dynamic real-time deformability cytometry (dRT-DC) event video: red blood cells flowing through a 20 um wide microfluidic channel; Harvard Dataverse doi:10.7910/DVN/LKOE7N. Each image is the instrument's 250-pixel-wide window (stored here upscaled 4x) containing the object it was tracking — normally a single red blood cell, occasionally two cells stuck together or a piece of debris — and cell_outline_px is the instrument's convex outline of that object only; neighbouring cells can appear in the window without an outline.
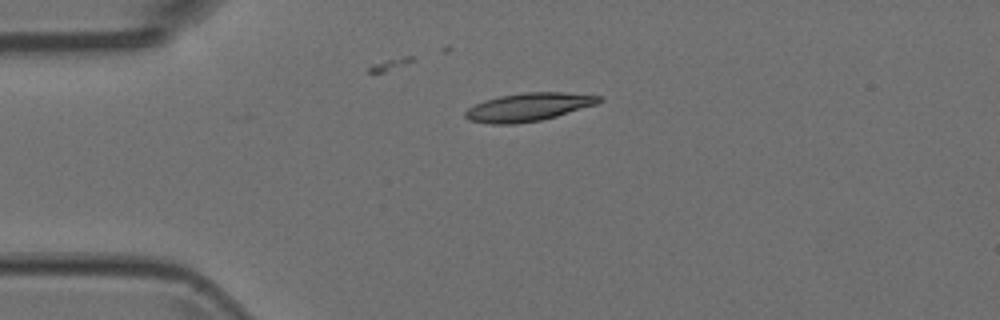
{"species": "Egyptian fruit bat (a non-hibernating species)", "species_latin": "Rousettus aegyptiacus", "temperature_condition": "room temperature", "stored_images_in_passage": 2, "camera_frame_rate_fps": 3000, "um_per_image_px": 0.085, "animal": {"sex": "female"}, "frame": {"image": 1, "passage_image": 1, "time_ms": 0.0, "image_size_px": [1000, 320], "cell_outline_px": [[604, 100], [596, 104], [556, 116], [540, 120], [516, 124], [492, 124], [468, 120], [464, 116], [464, 112], [468, 108], [484, 100], [500, 96], [524, 92], [564, 92], [604, 96]], "centroid_in_image_um": [44.93, 9.09], "position_along_channel_um": 40.1, "area_um2": 21.96}}